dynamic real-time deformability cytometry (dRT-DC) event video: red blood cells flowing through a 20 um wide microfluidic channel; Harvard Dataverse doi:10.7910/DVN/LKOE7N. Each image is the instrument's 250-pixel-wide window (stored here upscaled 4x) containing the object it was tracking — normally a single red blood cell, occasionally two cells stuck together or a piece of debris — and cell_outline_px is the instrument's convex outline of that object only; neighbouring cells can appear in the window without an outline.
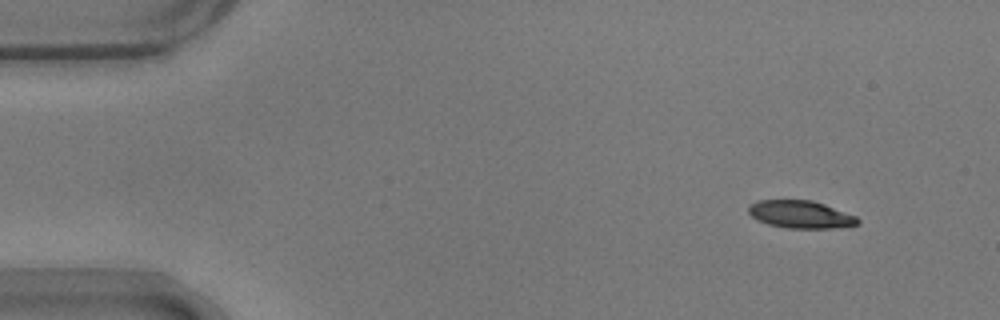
{"species": "common noctule bat (a hibernating species)", "species_latin": "Nyctalus noctula", "temperature_condition": "warm", "stored_images_in_passage": 12, "camera_frame_rate_fps": 3000, "um_per_image_px": 0.085, "animal": {"sex": "male", "body_mass_g": 17.9}, "frame": {"image": 1, "passage_image": 1, "time_ms": 0.0, "image_size_px": [1000, 320], "cell_outline_px": [[860, 224], [832, 228], [788, 228], [768, 224], [756, 220], [748, 212], [748, 208], [752, 204], [760, 200], [812, 200], [824, 204], [856, 216], [860, 220]], "centroid_in_image_um": [68.06, 18.23], "position_along_channel_um": 16.9, "area_um2": 17.46}}